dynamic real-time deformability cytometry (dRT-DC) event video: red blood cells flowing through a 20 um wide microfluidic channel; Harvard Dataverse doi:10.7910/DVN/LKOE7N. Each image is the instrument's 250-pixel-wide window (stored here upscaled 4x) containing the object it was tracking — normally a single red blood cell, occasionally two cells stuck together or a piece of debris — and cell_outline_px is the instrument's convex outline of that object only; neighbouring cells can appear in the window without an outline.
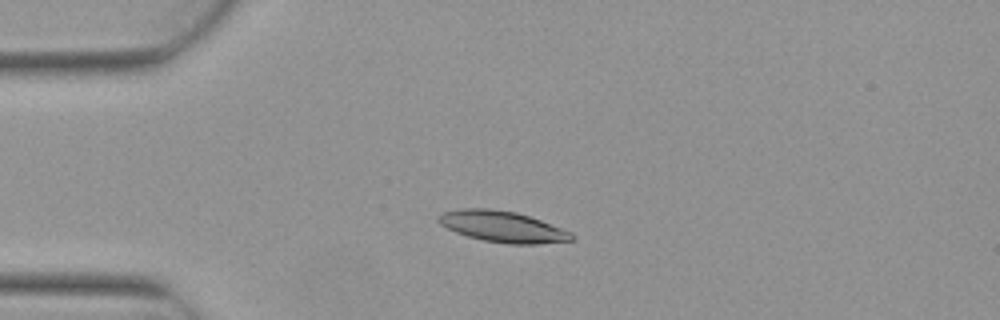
{"species": "Egyptian fruit bat (a non-hibernating species)", "species_latin": "Rousettus aegyptiacus", "temperature_condition": "warm", "stored_images_in_passage": 5, "camera_frame_rate_fps": 3000, "um_per_image_px": 0.085, "animal": {"sex": "female"}, "frame": {"image": 1, "passage_image": 4, "time_ms": 1.0, "image_size_px": [1000, 320], "cell_outline_px": [[576, 236], [572, 240], [536, 244], [508, 244], [484, 240], [468, 236], [456, 232], [440, 224], [436, 220], [436, 216], [444, 212], [464, 208], [488, 208], [516, 212], [540, 220], [572, 232]], "centroid_in_image_um": [42.71, 19.26], "position_along_channel_um": 42.3, "area_um2": 23.99}}